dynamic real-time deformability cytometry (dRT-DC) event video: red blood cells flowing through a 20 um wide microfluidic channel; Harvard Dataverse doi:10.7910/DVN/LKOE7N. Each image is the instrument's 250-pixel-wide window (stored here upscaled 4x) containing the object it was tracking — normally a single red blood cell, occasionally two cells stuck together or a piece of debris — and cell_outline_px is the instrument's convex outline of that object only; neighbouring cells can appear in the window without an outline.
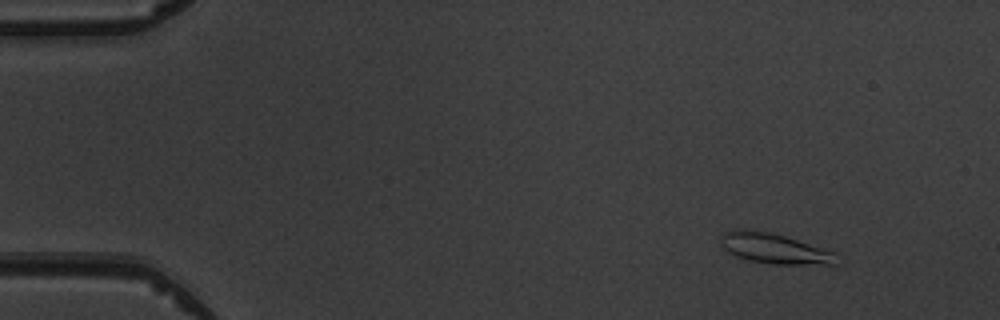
{"species": "common noctule bat (a hibernating species)", "species_latin": "Nyctalus noctula", "temperature_condition": "warm", "stored_images_in_passage": 5, "camera_frame_rate_fps": 3000, "um_per_image_px": 0.085, "animal": {"sex": "male", "body_mass_g": 19.5, "forearm_length_mm": 54.6}, "frame": {"image": 1, "passage_image": 2, "time_ms": 1.0, "image_size_px": [1000, 320], "cell_outline_px": [[836, 264], [772, 264], [748, 260], [736, 256], [728, 252], [720, 244], [720, 236], [724, 232], [736, 228], [740, 228], [768, 232], [784, 236], [836, 252]], "centroid_in_image_um": [65.76, 21.11], "position_along_channel_um": 19.2, "area_um2": 20.35}}